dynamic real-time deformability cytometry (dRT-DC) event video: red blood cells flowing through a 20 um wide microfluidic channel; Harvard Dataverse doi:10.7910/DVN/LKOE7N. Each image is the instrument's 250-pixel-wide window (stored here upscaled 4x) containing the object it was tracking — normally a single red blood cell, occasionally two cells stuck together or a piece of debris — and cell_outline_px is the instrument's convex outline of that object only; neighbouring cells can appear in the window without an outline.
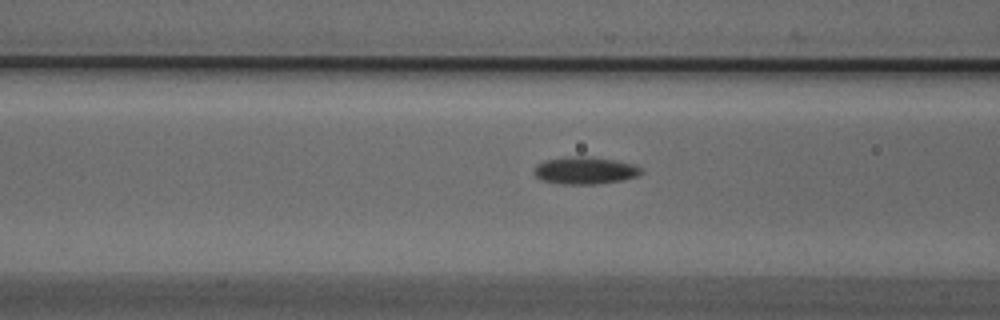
{"species": "Egyptian fruit bat (a non-hibernating species)", "species_latin": "Rousettus aegyptiacus", "temperature_condition": "cold", "stored_images_in_passage": 12, "camera_frame_rate_fps": 3000, "um_per_image_px": 0.085, "animal": {"sex": "male"}, "frame": {"image": 1, "passage_image": 6, "time_ms": 1.667, "image_size_px": [1000, 320], "cell_outline_px": [[644, 172], [640, 176], [620, 180], [596, 184], [564, 184], [540, 180], [532, 172], [536, 164], [544, 160], [568, 156], [592, 156], [616, 160], [636, 164], [644, 168]], "centroid_in_image_um": [49.76, 14.47], "position_along_channel_um": 116.8, "area_um2": 17.51}}
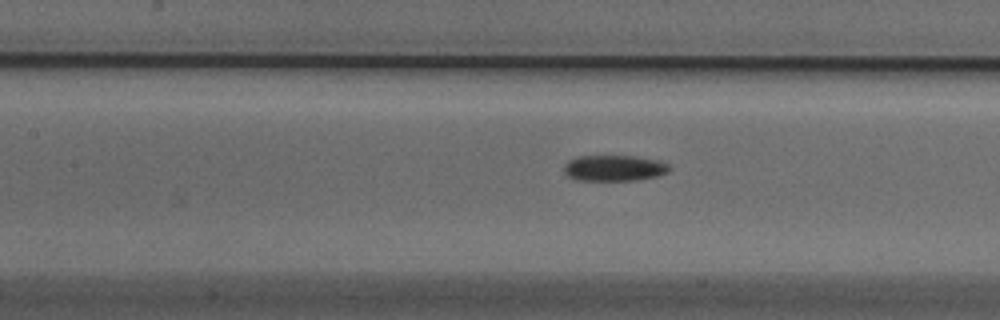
{"frame": {"image": 2, "passage_image": 9, "time_ms": 2.667, "image_size_px": [1000, 320], "cell_outline_px": [[672, 168], [668, 172], [656, 176], [640, 180], [576, 180], [568, 176], [564, 172], [564, 164], [568, 160], [576, 156], [636, 156], [660, 160], [668, 164]], "centroid_in_image_um": [52.21, 14.28], "position_along_channel_um": 155.2, "area_um2": 16.13}}